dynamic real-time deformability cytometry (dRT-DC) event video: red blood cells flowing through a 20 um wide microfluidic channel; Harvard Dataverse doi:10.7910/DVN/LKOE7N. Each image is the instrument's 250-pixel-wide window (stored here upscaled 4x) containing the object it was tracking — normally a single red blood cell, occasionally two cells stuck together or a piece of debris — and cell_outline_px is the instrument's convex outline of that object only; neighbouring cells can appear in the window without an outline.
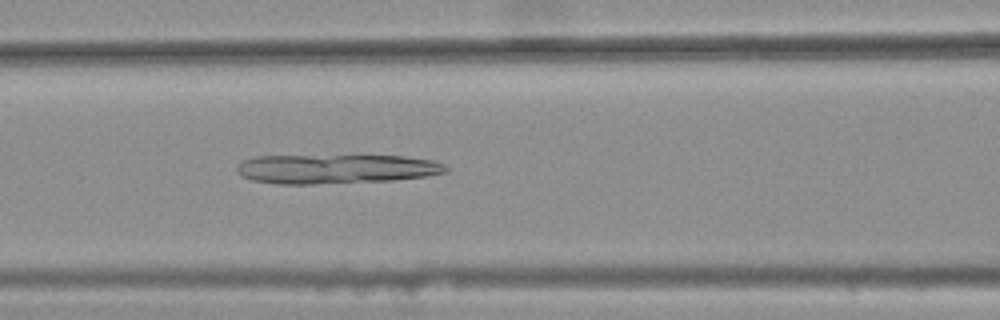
{"species": "common noctule bat (a hibernating species)", "species_latin": "Nyctalus noctula", "temperature_condition": "warm", "stored_images_in_passage": 46, "camera_frame_rate_fps": 3000, "um_per_image_px": 0.085, "animal": {"sex": "female", "body_mass_g": 25.1}, "frame": {"image": 1, "passage_image": 22, "time_ms": 7.0, "image_size_px": [1000, 320], "cell_outline_px": [[448, 172], [424, 176], [392, 180], [312, 184], [276, 184], [252, 180], [236, 172], [236, 164], [240, 160], [256, 156], [404, 156], [432, 160], [444, 164], [448, 168]], "centroid_in_image_um": [28.5, 14.35], "position_along_channel_um": 138.1, "area_um2": 35.72}}
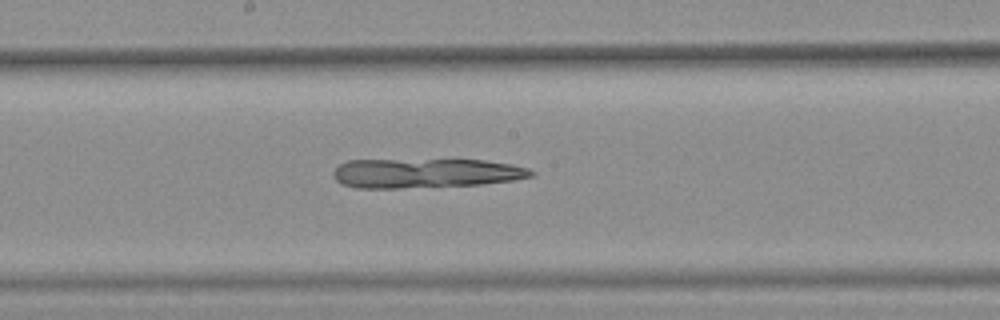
{"frame": {"image": 2, "passage_image": 28, "time_ms": 9.0, "image_size_px": [1000, 320], "cell_outline_px": [[536, 172], [532, 176], [512, 180], [480, 184], [400, 188], [356, 188], [340, 184], [332, 176], [332, 172], [340, 164], [348, 160], [484, 160], [512, 164], [528, 168]], "centroid_in_image_um": [36.13, 14.72], "position_along_channel_um": 212.1, "area_um2": 33.93}}
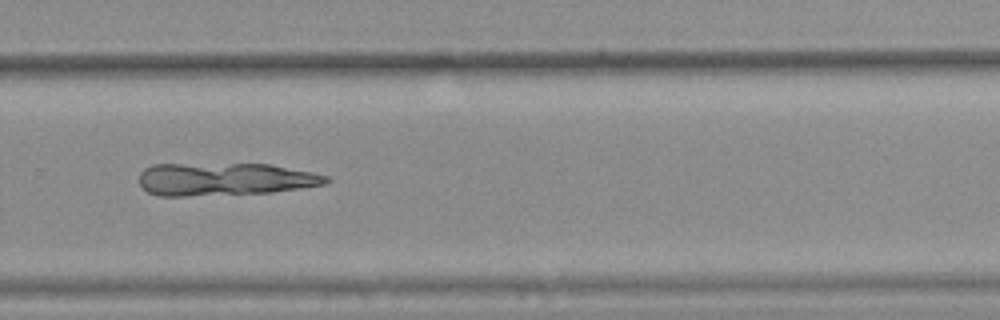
{"frame": {"image": 3, "passage_image": 36, "time_ms": 11.667, "image_size_px": [1000, 320], "cell_outline_px": [[332, 180], [324, 184], [300, 188], [272, 192], [184, 196], [160, 196], [148, 192], [140, 184], [140, 172], [144, 168], [152, 164], [268, 164], [312, 172], [328, 176]], "centroid_in_image_um": [19.08, 15.23], "position_along_channel_um": 310.7, "area_um2": 35.6}}